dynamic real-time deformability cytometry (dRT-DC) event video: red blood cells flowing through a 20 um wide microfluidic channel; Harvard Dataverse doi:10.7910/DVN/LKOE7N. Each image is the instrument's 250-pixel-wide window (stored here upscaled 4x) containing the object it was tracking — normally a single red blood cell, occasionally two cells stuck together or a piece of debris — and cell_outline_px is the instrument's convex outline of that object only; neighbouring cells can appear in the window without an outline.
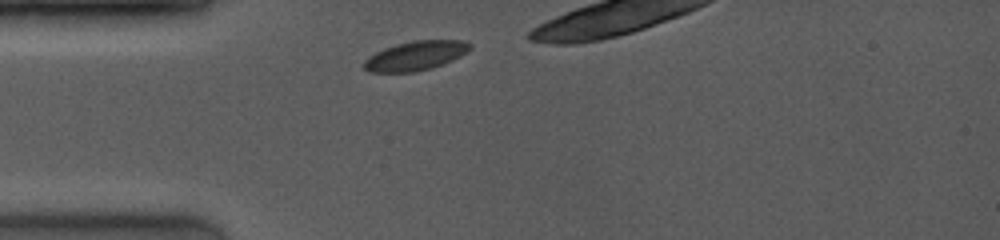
{"species": "common noctule bat (a hibernating species)", "species_latin": "Nyctalus noctula", "temperature_condition": "room temperature", "stored_images_in_passage": 14, "camera_frame_rate_fps": 4000, "um_per_image_px": 0.085, "animal": {"sex": "female", "body_mass_g": 19.0, "forearm_length_mm": 53.3}, "frame": {"image": 1, "passage_image": 1, "time_ms": 0.0, "image_size_px": [1000, 240], "cell_outline_px": [[472, 48], [460, 56], [452, 60], [432, 68], [412, 72], [368, 72], [364, 68], [364, 60], [368, 56], [384, 48], [396, 44], [412, 40], [464, 40], [472, 44]], "centroid_in_image_um": [35.32, 4.73], "position_along_channel_um": 49.7, "area_um2": 18.15}}
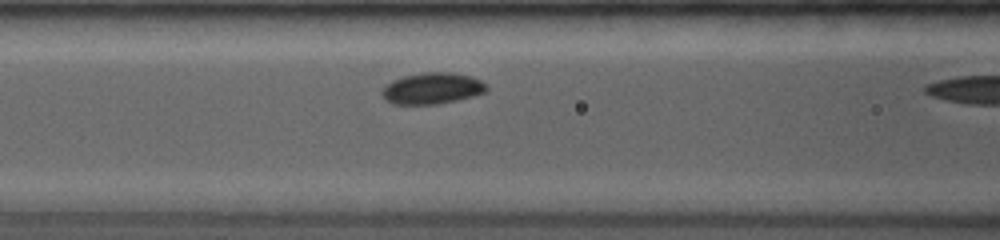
{"frame": {"image": 2, "passage_image": 8, "time_ms": 2.25, "image_size_px": [1000, 240], "cell_outline_px": [[488, 88], [484, 92], [472, 96], [456, 100], [436, 104], [396, 104], [384, 100], [380, 92], [392, 80], [404, 76], [424, 72], [452, 72], [472, 76], [480, 80]], "centroid_in_image_um": [36.72, 7.5], "position_along_channel_um": 129.9, "area_um2": 18.96}}
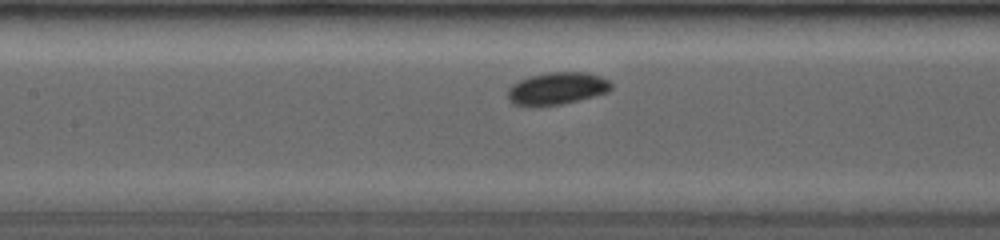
{"frame": {"image": 3, "passage_image": 10, "time_ms": 3.0, "image_size_px": [1000, 240], "cell_outline_px": [[612, 88], [608, 92], [560, 104], [536, 108], [512, 104], [508, 100], [508, 88], [512, 84], [528, 76], [548, 72], [588, 72], [600, 76], [608, 80], [612, 84]], "centroid_in_image_um": [47.3, 7.53], "position_along_channel_um": 160.1, "area_um2": 19.77}}